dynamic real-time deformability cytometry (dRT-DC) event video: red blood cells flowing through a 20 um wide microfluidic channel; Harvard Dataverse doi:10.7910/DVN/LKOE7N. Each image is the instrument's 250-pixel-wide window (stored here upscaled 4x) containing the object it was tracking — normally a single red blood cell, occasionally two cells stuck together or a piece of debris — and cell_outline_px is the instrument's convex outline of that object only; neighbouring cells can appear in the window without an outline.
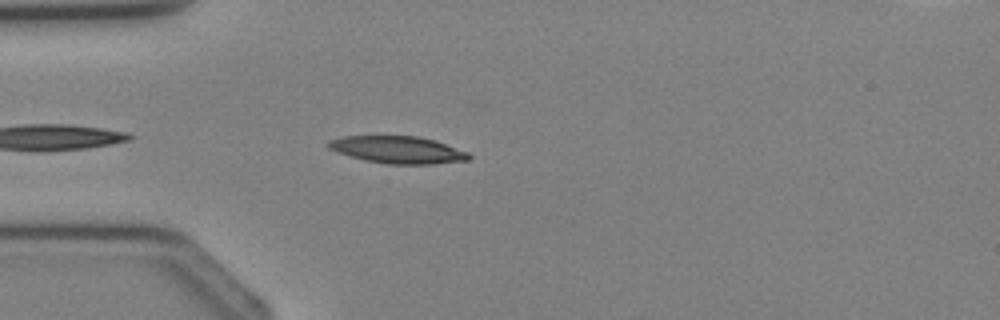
{"species": "Egyptian fruit bat (a non-hibernating species)", "species_latin": "Rousettus aegyptiacus", "temperature_condition": "cold", "stored_images_in_passage": 3, "camera_frame_rate_fps": 3000, "um_per_image_px": 0.085, "animal": {"sex": "female"}, "frame": {"image": 1, "passage_image": 3, "time_ms": 2.333, "image_size_px": [1000, 320], "cell_outline_px": [[472, 156], [468, 160], [432, 164], [388, 164], [364, 160], [328, 148], [328, 140], [344, 136], [416, 136], [436, 140], [468, 152]], "centroid_in_image_um": [33.85, 12.73], "position_along_channel_um": 51.1, "area_um2": 22.14}}